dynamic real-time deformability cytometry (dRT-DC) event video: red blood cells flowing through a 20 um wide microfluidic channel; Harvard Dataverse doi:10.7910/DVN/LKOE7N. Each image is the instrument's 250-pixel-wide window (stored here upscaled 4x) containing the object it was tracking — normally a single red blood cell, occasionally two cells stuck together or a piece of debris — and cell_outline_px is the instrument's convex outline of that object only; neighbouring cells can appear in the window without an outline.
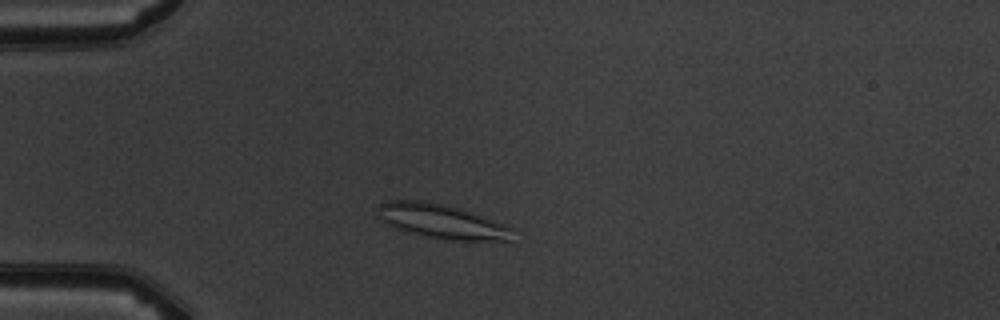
{"species": "common noctule bat (a hibernating species)", "species_latin": "Nyctalus noctula", "temperature_condition": "warm", "stored_images_in_passage": 3, "camera_frame_rate_fps": 3000, "um_per_image_px": 0.085, "animal": {"sex": "male", "body_mass_g": 19.5, "forearm_length_mm": 54.6}, "frame": {"image": 1, "passage_image": 3, "time_ms": 2.333, "image_size_px": [1000, 320], "cell_outline_px": [[516, 228], [512, 244], [504, 244], [444, 240], [408, 232], [384, 224], [376, 216], [380, 204], [388, 200], [420, 200], [444, 204], [460, 208]], "centroid_in_image_um": [37.71, 18.88], "position_along_channel_um": 47.3, "area_um2": 28.44}}